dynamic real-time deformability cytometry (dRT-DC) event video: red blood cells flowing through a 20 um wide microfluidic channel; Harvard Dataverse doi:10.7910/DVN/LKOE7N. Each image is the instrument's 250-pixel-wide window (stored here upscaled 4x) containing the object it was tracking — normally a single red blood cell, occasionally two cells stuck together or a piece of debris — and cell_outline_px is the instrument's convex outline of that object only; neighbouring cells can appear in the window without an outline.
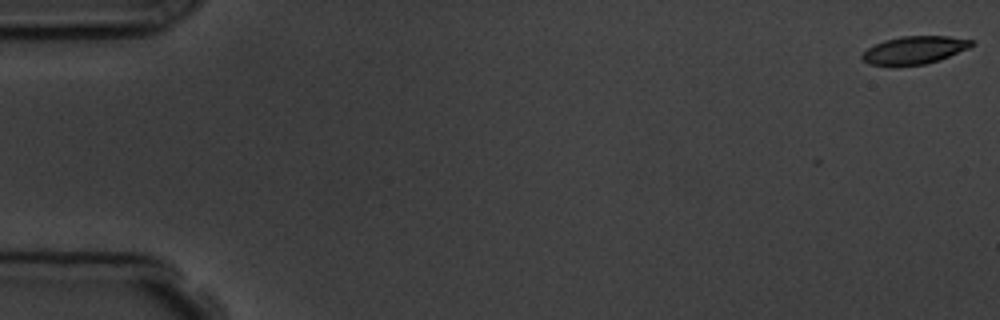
{"species": "common noctule bat (a hibernating species)", "species_latin": "Nyctalus noctula", "temperature_condition": "room temperature", "stored_images_in_passage": 8, "camera_frame_rate_fps": 3000, "um_per_image_px": 0.085, "animal": {"sex": "male", "body_mass_g": 19.5, "forearm_length_mm": 54.6}, "frame": {"image": 1, "passage_image": 1, "time_ms": 0.0, "image_size_px": [1000, 320], "cell_outline_px": [[976, 44], [968, 48], [948, 56], [924, 64], [868, 64], [860, 56], [868, 48], [884, 40], [900, 36], [948, 36], [972, 40]], "centroid_in_image_um": [77.74, 4.22], "position_along_channel_um": 7.3, "area_um2": 17.17}}
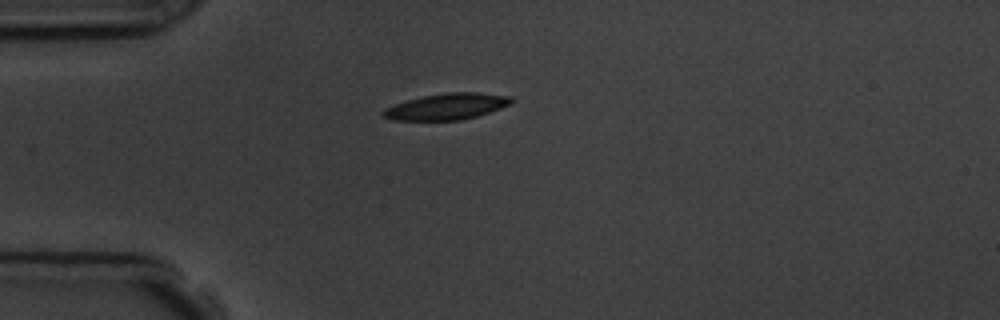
{"frame": {"image": 2, "passage_image": 5, "time_ms": 4.667, "image_size_px": [1000, 320], "cell_outline_px": [[516, 100], [512, 104], [476, 116], [460, 120], [392, 120], [384, 116], [380, 112], [384, 108], [408, 100], [424, 96], [444, 92], [476, 92], [512, 96]], "centroid_in_image_um": [38.01, 9.04], "position_along_channel_um": 47.0, "area_um2": 19.59}}